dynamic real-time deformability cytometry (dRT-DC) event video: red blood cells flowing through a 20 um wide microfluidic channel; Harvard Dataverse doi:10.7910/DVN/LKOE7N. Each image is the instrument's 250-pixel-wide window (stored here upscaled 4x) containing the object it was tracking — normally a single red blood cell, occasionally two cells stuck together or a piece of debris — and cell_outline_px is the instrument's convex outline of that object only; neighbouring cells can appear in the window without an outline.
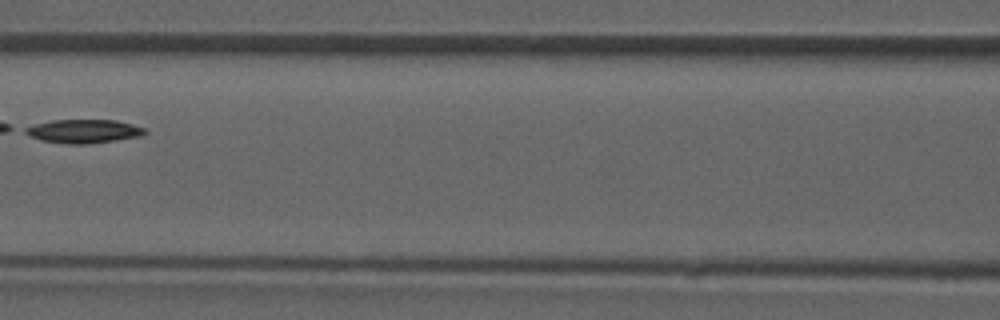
{"species": "common noctule bat (a hibernating species)", "species_latin": "Nyctalus noctula", "temperature_condition": "room temperature", "stored_images_in_passage": 4, "camera_frame_rate_fps": 3000, "um_per_image_px": 0.085, "animal": {"sex": "male", "forearm_length_mm": 52.5}, "frame": {"image": 1, "passage_image": 4, "time_ms": 3.333, "image_size_px": [1000, 320], "cell_outline_px": [[148, 132], [140, 136], [116, 140], [88, 144], [64, 144], [40, 140], [24, 132], [24, 128], [36, 124], [52, 120], [116, 120], [132, 124], [144, 128]], "centroid_in_image_um": [7.12, 11.16], "position_along_channel_um": 159.5, "area_um2": 16.42}}